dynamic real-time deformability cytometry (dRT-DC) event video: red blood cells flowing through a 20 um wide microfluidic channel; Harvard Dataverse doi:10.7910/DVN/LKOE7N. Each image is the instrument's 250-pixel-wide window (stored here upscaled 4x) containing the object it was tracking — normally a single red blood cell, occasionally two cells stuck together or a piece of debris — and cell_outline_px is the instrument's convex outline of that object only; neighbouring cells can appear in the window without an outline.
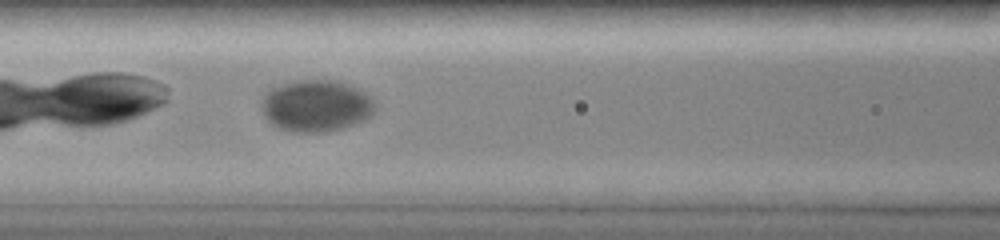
{"species": "common noctule bat (a hibernating species)", "species_latin": "Nyctalus noctula", "temperature_condition": "room temperature", "stored_images_in_passage": 15, "camera_frame_rate_fps": 3000, "um_per_image_px": 0.085, "animal": {"sex": "female", "body_mass_g": 19.0, "forearm_length_mm": 51.5}, "frame": {"image": 1, "passage_image": 7, "time_ms": 2.0, "image_size_px": [1000, 240], "cell_outline_px": [[376, 112], [372, 116], [364, 120], [344, 128], [324, 132], [296, 132], [280, 128], [272, 124], [264, 116], [264, 92], [272, 88], [296, 80], [336, 80], [360, 88], [372, 96], [376, 104]], "centroid_in_image_um": [26.96, 8.99], "position_along_channel_um": 139.6, "area_um2": 34.45}}
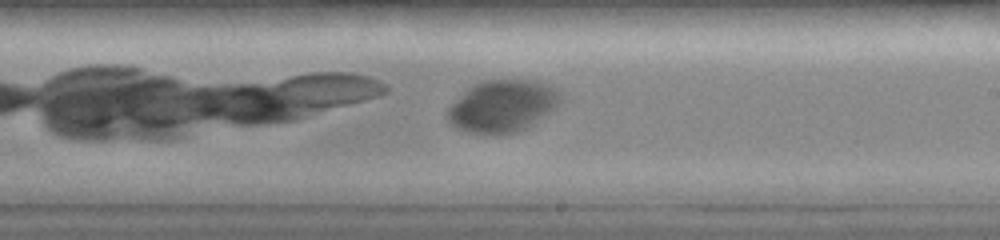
{"frame": {"image": 2, "passage_image": 15, "time_ms": 4.667, "image_size_px": [1000, 240], "cell_outline_px": [[560, 100], [552, 108], [528, 128], [516, 132], [468, 132], [456, 128], [448, 120], [448, 108], [472, 84], [484, 80], [532, 80], [556, 88], [560, 92]], "centroid_in_image_um": [42.68, 8.99], "position_along_channel_um": 246.3, "area_um2": 33.29}}